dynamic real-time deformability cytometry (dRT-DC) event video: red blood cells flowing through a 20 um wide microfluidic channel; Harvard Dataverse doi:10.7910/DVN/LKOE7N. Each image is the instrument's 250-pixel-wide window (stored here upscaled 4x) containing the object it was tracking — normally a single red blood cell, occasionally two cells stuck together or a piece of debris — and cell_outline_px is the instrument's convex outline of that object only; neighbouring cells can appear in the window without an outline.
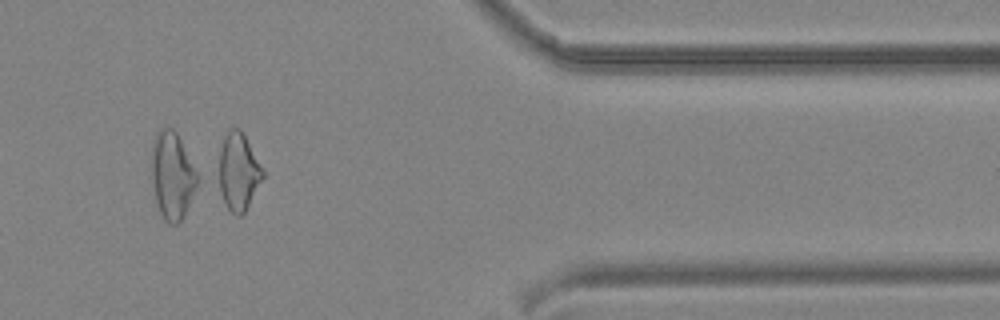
{"species": "common noctule bat (a hibernating species)", "species_latin": "Nyctalus noctula", "temperature_condition": "cold", "stored_images_in_passage": 32, "camera_frame_rate_fps": 3000, "um_per_image_px": 0.085, "animal": {"sex": "male", "body_mass_g": 19.2, "forearm_length_mm": 51.8}, "frame": {"image": 1, "passage_image": 28, "time_ms": 9.0, "image_size_px": [1000, 320], "cell_outline_px": [[264, 176], [244, 212], [240, 216], [236, 216], [224, 204], [212, 180], [224, 136], [232, 128], [240, 128], [264, 172]], "centroid_in_image_um": [20.14, 14.64], "position_along_channel_um": 391.3, "area_um2": 20.58}}